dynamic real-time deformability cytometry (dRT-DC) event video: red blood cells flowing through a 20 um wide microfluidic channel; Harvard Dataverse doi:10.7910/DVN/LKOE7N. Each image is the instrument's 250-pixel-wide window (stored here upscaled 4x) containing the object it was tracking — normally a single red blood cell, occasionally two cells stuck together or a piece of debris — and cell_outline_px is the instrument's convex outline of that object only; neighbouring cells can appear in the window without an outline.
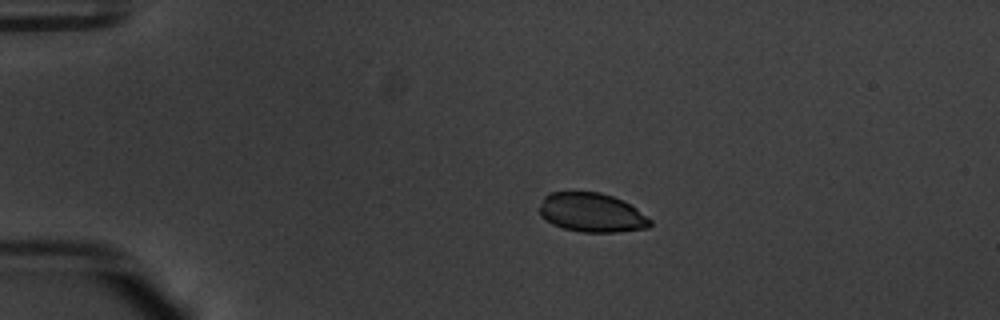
{"species": "common noctule bat (a hibernating species)", "species_latin": "Nyctalus noctula", "temperature_condition": "warm", "stored_images_in_passage": 45, "camera_frame_rate_fps": 3000, "um_per_image_px": 0.085, "animal": {"sex": "male", "body_mass_g": 20.1, "forearm_length_mm": 53.5}, "frame": {"image": 1, "passage_image": 2, "time_ms": 0.333, "image_size_px": [1000, 320], "cell_outline_px": [[652, 224], [648, 228], [616, 232], [580, 232], [564, 228], [552, 224], [540, 216], [540, 208], [544, 196], [548, 192], [600, 192], [612, 196], [636, 208], [652, 220]], "centroid_in_image_um": [50.29, 18.08], "position_along_channel_um": 34.7, "area_um2": 25.14}}
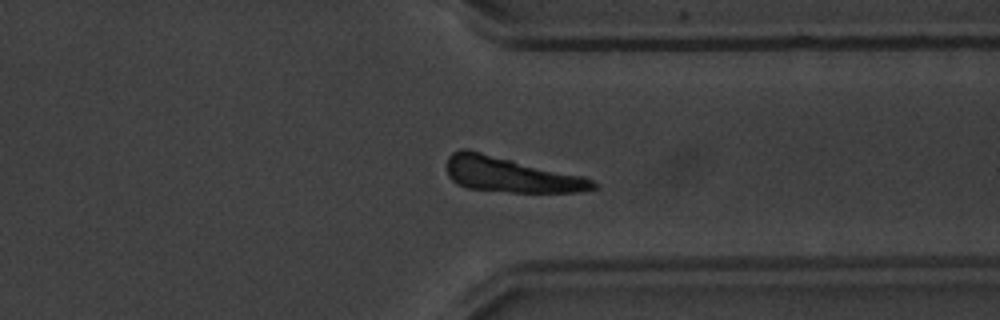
{"frame": {"image": 2, "passage_image": 33, "time_ms": 10.667, "image_size_px": [1000, 320], "cell_outline_px": [[600, 188], [580, 192], [508, 192], [468, 188], [456, 184], [448, 176], [448, 156], [452, 152], [460, 148], [468, 148], [584, 176], [600, 184]], "centroid_in_image_um": [43.44, 14.83], "position_along_channel_um": 368.0, "area_um2": 30.52}}
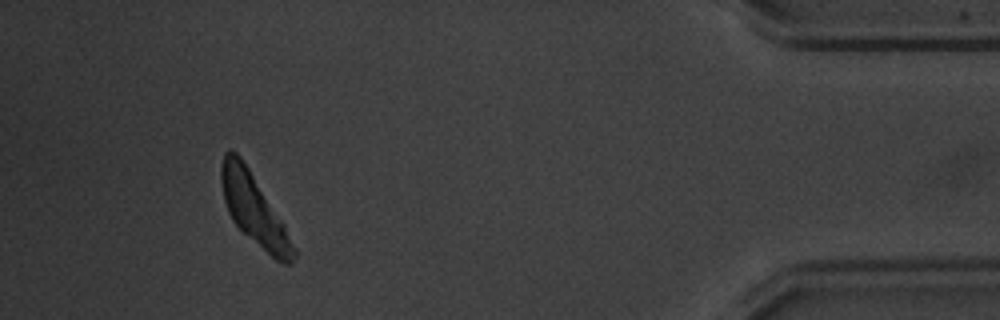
{"frame": {"image": 3, "passage_image": 41, "time_ms": 13.333, "image_size_px": [1000, 320], "cell_outline_px": [[296, 256], [292, 264], [284, 264], [276, 260], [244, 232], [232, 220], [228, 212], [224, 200], [220, 180], [220, 164], [224, 152], [228, 148], [232, 148], [240, 156], [248, 168], [284, 224], [296, 248]], "centroid_in_image_um": [21.57, 17.77], "position_along_channel_um": 413.6, "area_um2": 29.3}}